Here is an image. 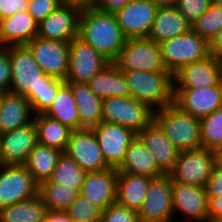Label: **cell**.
<instances>
[{
  "label": "cell",
  "instance_id": "cell-1",
  "mask_svg": "<svg viewBox=\"0 0 222 222\" xmlns=\"http://www.w3.org/2000/svg\"><path fill=\"white\" fill-rule=\"evenodd\" d=\"M78 37L111 63L117 58L127 40L114 13L96 9L81 11Z\"/></svg>",
  "mask_w": 222,
  "mask_h": 222
},
{
  "label": "cell",
  "instance_id": "cell-2",
  "mask_svg": "<svg viewBox=\"0 0 222 222\" xmlns=\"http://www.w3.org/2000/svg\"><path fill=\"white\" fill-rule=\"evenodd\" d=\"M131 97L149 105L153 110L174 104V82L170 72H123Z\"/></svg>",
  "mask_w": 222,
  "mask_h": 222
},
{
  "label": "cell",
  "instance_id": "cell-3",
  "mask_svg": "<svg viewBox=\"0 0 222 222\" xmlns=\"http://www.w3.org/2000/svg\"><path fill=\"white\" fill-rule=\"evenodd\" d=\"M154 122L180 152L203 147L200 119L174 104L155 110Z\"/></svg>",
  "mask_w": 222,
  "mask_h": 222
},
{
  "label": "cell",
  "instance_id": "cell-4",
  "mask_svg": "<svg viewBox=\"0 0 222 222\" xmlns=\"http://www.w3.org/2000/svg\"><path fill=\"white\" fill-rule=\"evenodd\" d=\"M120 71L169 72L159 43L147 38H128L112 62Z\"/></svg>",
  "mask_w": 222,
  "mask_h": 222
},
{
  "label": "cell",
  "instance_id": "cell-5",
  "mask_svg": "<svg viewBox=\"0 0 222 222\" xmlns=\"http://www.w3.org/2000/svg\"><path fill=\"white\" fill-rule=\"evenodd\" d=\"M154 111L133 97H109L102 102V121L116 123L138 133L154 121Z\"/></svg>",
  "mask_w": 222,
  "mask_h": 222
},
{
  "label": "cell",
  "instance_id": "cell-6",
  "mask_svg": "<svg viewBox=\"0 0 222 222\" xmlns=\"http://www.w3.org/2000/svg\"><path fill=\"white\" fill-rule=\"evenodd\" d=\"M217 161L216 151L204 147L181 151L168 175L172 182L205 187Z\"/></svg>",
  "mask_w": 222,
  "mask_h": 222
},
{
  "label": "cell",
  "instance_id": "cell-7",
  "mask_svg": "<svg viewBox=\"0 0 222 222\" xmlns=\"http://www.w3.org/2000/svg\"><path fill=\"white\" fill-rule=\"evenodd\" d=\"M159 45L164 64L172 75L184 66L210 55V44L192 30L187 34L163 40Z\"/></svg>",
  "mask_w": 222,
  "mask_h": 222
},
{
  "label": "cell",
  "instance_id": "cell-8",
  "mask_svg": "<svg viewBox=\"0 0 222 222\" xmlns=\"http://www.w3.org/2000/svg\"><path fill=\"white\" fill-rule=\"evenodd\" d=\"M111 62L78 36L69 42V68L65 82L88 83Z\"/></svg>",
  "mask_w": 222,
  "mask_h": 222
},
{
  "label": "cell",
  "instance_id": "cell-9",
  "mask_svg": "<svg viewBox=\"0 0 222 222\" xmlns=\"http://www.w3.org/2000/svg\"><path fill=\"white\" fill-rule=\"evenodd\" d=\"M138 217L140 222H175L172 180L168 174L151 180Z\"/></svg>",
  "mask_w": 222,
  "mask_h": 222
},
{
  "label": "cell",
  "instance_id": "cell-10",
  "mask_svg": "<svg viewBox=\"0 0 222 222\" xmlns=\"http://www.w3.org/2000/svg\"><path fill=\"white\" fill-rule=\"evenodd\" d=\"M38 189L24 164L0 165V208L35 197Z\"/></svg>",
  "mask_w": 222,
  "mask_h": 222
},
{
  "label": "cell",
  "instance_id": "cell-11",
  "mask_svg": "<svg viewBox=\"0 0 222 222\" xmlns=\"http://www.w3.org/2000/svg\"><path fill=\"white\" fill-rule=\"evenodd\" d=\"M7 51L11 65L10 92L26 96L31 89L36 88L46 74L26 45L8 46Z\"/></svg>",
  "mask_w": 222,
  "mask_h": 222
},
{
  "label": "cell",
  "instance_id": "cell-12",
  "mask_svg": "<svg viewBox=\"0 0 222 222\" xmlns=\"http://www.w3.org/2000/svg\"><path fill=\"white\" fill-rule=\"evenodd\" d=\"M26 46L46 75L65 80L69 68V42L35 37Z\"/></svg>",
  "mask_w": 222,
  "mask_h": 222
},
{
  "label": "cell",
  "instance_id": "cell-13",
  "mask_svg": "<svg viewBox=\"0 0 222 222\" xmlns=\"http://www.w3.org/2000/svg\"><path fill=\"white\" fill-rule=\"evenodd\" d=\"M92 130L97 136L106 164L110 168L117 169L124 160L128 146L137 137V133L116 123L103 121Z\"/></svg>",
  "mask_w": 222,
  "mask_h": 222
},
{
  "label": "cell",
  "instance_id": "cell-14",
  "mask_svg": "<svg viewBox=\"0 0 222 222\" xmlns=\"http://www.w3.org/2000/svg\"><path fill=\"white\" fill-rule=\"evenodd\" d=\"M158 8L151 0H131L114 15L127 39L147 38Z\"/></svg>",
  "mask_w": 222,
  "mask_h": 222
},
{
  "label": "cell",
  "instance_id": "cell-15",
  "mask_svg": "<svg viewBox=\"0 0 222 222\" xmlns=\"http://www.w3.org/2000/svg\"><path fill=\"white\" fill-rule=\"evenodd\" d=\"M174 105L201 119L222 107V80L209 88H174Z\"/></svg>",
  "mask_w": 222,
  "mask_h": 222
},
{
  "label": "cell",
  "instance_id": "cell-16",
  "mask_svg": "<svg viewBox=\"0 0 222 222\" xmlns=\"http://www.w3.org/2000/svg\"><path fill=\"white\" fill-rule=\"evenodd\" d=\"M64 152L85 172L110 168L105 162L97 136L92 129L72 131Z\"/></svg>",
  "mask_w": 222,
  "mask_h": 222
},
{
  "label": "cell",
  "instance_id": "cell-17",
  "mask_svg": "<svg viewBox=\"0 0 222 222\" xmlns=\"http://www.w3.org/2000/svg\"><path fill=\"white\" fill-rule=\"evenodd\" d=\"M172 200L175 221L183 215L181 222L186 218L192 222H209L205 187L172 182Z\"/></svg>",
  "mask_w": 222,
  "mask_h": 222
},
{
  "label": "cell",
  "instance_id": "cell-18",
  "mask_svg": "<svg viewBox=\"0 0 222 222\" xmlns=\"http://www.w3.org/2000/svg\"><path fill=\"white\" fill-rule=\"evenodd\" d=\"M38 144L34 121L0 134V165L25 164L31 150Z\"/></svg>",
  "mask_w": 222,
  "mask_h": 222
},
{
  "label": "cell",
  "instance_id": "cell-19",
  "mask_svg": "<svg viewBox=\"0 0 222 222\" xmlns=\"http://www.w3.org/2000/svg\"><path fill=\"white\" fill-rule=\"evenodd\" d=\"M81 10L64 4L38 23L37 37L70 42L79 34Z\"/></svg>",
  "mask_w": 222,
  "mask_h": 222
},
{
  "label": "cell",
  "instance_id": "cell-20",
  "mask_svg": "<svg viewBox=\"0 0 222 222\" xmlns=\"http://www.w3.org/2000/svg\"><path fill=\"white\" fill-rule=\"evenodd\" d=\"M222 80V64L211 55L192 62L173 75L174 88H209Z\"/></svg>",
  "mask_w": 222,
  "mask_h": 222
},
{
  "label": "cell",
  "instance_id": "cell-21",
  "mask_svg": "<svg viewBox=\"0 0 222 222\" xmlns=\"http://www.w3.org/2000/svg\"><path fill=\"white\" fill-rule=\"evenodd\" d=\"M117 176L115 168L87 172L79 194L105 210L116 203Z\"/></svg>",
  "mask_w": 222,
  "mask_h": 222
},
{
  "label": "cell",
  "instance_id": "cell-22",
  "mask_svg": "<svg viewBox=\"0 0 222 222\" xmlns=\"http://www.w3.org/2000/svg\"><path fill=\"white\" fill-rule=\"evenodd\" d=\"M137 137L141 140L152 156L158 167L168 174L174 167L180 151L168 139L161 128L153 121L149 126L137 133Z\"/></svg>",
  "mask_w": 222,
  "mask_h": 222
},
{
  "label": "cell",
  "instance_id": "cell-23",
  "mask_svg": "<svg viewBox=\"0 0 222 222\" xmlns=\"http://www.w3.org/2000/svg\"><path fill=\"white\" fill-rule=\"evenodd\" d=\"M38 22L28 11L0 20V46H20L37 37Z\"/></svg>",
  "mask_w": 222,
  "mask_h": 222
},
{
  "label": "cell",
  "instance_id": "cell-24",
  "mask_svg": "<svg viewBox=\"0 0 222 222\" xmlns=\"http://www.w3.org/2000/svg\"><path fill=\"white\" fill-rule=\"evenodd\" d=\"M29 100L20 94L5 93L0 104V134L24 127L34 119Z\"/></svg>",
  "mask_w": 222,
  "mask_h": 222
},
{
  "label": "cell",
  "instance_id": "cell-25",
  "mask_svg": "<svg viewBox=\"0 0 222 222\" xmlns=\"http://www.w3.org/2000/svg\"><path fill=\"white\" fill-rule=\"evenodd\" d=\"M191 24L176 6L159 7L153 21L149 39L156 43L187 34Z\"/></svg>",
  "mask_w": 222,
  "mask_h": 222
},
{
  "label": "cell",
  "instance_id": "cell-26",
  "mask_svg": "<svg viewBox=\"0 0 222 222\" xmlns=\"http://www.w3.org/2000/svg\"><path fill=\"white\" fill-rule=\"evenodd\" d=\"M116 170L118 173L146 175L151 178L165 175L158 167L151 152L147 150L138 137L128 146L124 160Z\"/></svg>",
  "mask_w": 222,
  "mask_h": 222
},
{
  "label": "cell",
  "instance_id": "cell-27",
  "mask_svg": "<svg viewBox=\"0 0 222 222\" xmlns=\"http://www.w3.org/2000/svg\"><path fill=\"white\" fill-rule=\"evenodd\" d=\"M71 91L78 107L80 130L92 129L102 122L103 99L96 96L87 83L65 82Z\"/></svg>",
  "mask_w": 222,
  "mask_h": 222
},
{
  "label": "cell",
  "instance_id": "cell-28",
  "mask_svg": "<svg viewBox=\"0 0 222 222\" xmlns=\"http://www.w3.org/2000/svg\"><path fill=\"white\" fill-rule=\"evenodd\" d=\"M152 179L146 175L118 173L116 203L138 212Z\"/></svg>",
  "mask_w": 222,
  "mask_h": 222
},
{
  "label": "cell",
  "instance_id": "cell-29",
  "mask_svg": "<svg viewBox=\"0 0 222 222\" xmlns=\"http://www.w3.org/2000/svg\"><path fill=\"white\" fill-rule=\"evenodd\" d=\"M87 84L95 95L101 99L109 97H131L123 72L113 63L107 65Z\"/></svg>",
  "mask_w": 222,
  "mask_h": 222
},
{
  "label": "cell",
  "instance_id": "cell-30",
  "mask_svg": "<svg viewBox=\"0 0 222 222\" xmlns=\"http://www.w3.org/2000/svg\"><path fill=\"white\" fill-rule=\"evenodd\" d=\"M46 116L68 126L73 131L80 130V117L71 87L64 83L57 91L52 104L43 113Z\"/></svg>",
  "mask_w": 222,
  "mask_h": 222
},
{
  "label": "cell",
  "instance_id": "cell-31",
  "mask_svg": "<svg viewBox=\"0 0 222 222\" xmlns=\"http://www.w3.org/2000/svg\"><path fill=\"white\" fill-rule=\"evenodd\" d=\"M33 121L37 129L38 143L65 151L72 129L43 113L35 114Z\"/></svg>",
  "mask_w": 222,
  "mask_h": 222
},
{
  "label": "cell",
  "instance_id": "cell-32",
  "mask_svg": "<svg viewBox=\"0 0 222 222\" xmlns=\"http://www.w3.org/2000/svg\"><path fill=\"white\" fill-rule=\"evenodd\" d=\"M61 153L40 143L31 150L24 165L38 185L50 179Z\"/></svg>",
  "mask_w": 222,
  "mask_h": 222
},
{
  "label": "cell",
  "instance_id": "cell-33",
  "mask_svg": "<svg viewBox=\"0 0 222 222\" xmlns=\"http://www.w3.org/2000/svg\"><path fill=\"white\" fill-rule=\"evenodd\" d=\"M47 208L39 195L0 208L2 222H43Z\"/></svg>",
  "mask_w": 222,
  "mask_h": 222
},
{
  "label": "cell",
  "instance_id": "cell-34",
  "mask_svg": "<svg viewBox=\"0 0 222 222\" xmlns=\"http://www.w3.org/2000/svg\"><path fill=\"white\" fill-rule=\"evenodd\" d=\"M86 173L70 156L62 152L49 181L73 188L79 193Z\"/></svg>",
  "mask_w": 222,
  "mask_h": 222
},
{
  "label": "cell",
  "instance_id": "cell-35",
  "mask_svg": "<svg viewBox=\"0 0 222 222\" xmlns=\"http://www.w3.org/2000/svg\"><path fill=\"white\" fill-rule=\"evenodd\" d=\"M78 192L73 188L45 181L39 185L38 195L41 197L47 210L65 211L77 198Z\"/></svg>",
  "mask_w": 222,
  "mask_h": 222
},
{
  "label": "cell",
  "instance_id": "cell-36",
  "mask_svg": "<svg viewBox=\"0 0 222 222\" xmlns=\"http://www.w3.org/2000/svg\"><path fill=\"white\" fill-rule=\"evenodd\" d=\"M65 83L64 80L45 75L35 89H31L25 96L32 107L34 114L44 113L52 104L58 89Z\"/></svg>",
  "mask_w": 222,
  "mask_h": 222
},
{
  "label": "cell",
  "instance_id": "cell-37",
  "mask_svg": "<svg viewBox=\"0 0 222 222\" xmlns=\"http://www.w3.org/2000/svg\"><path fill=\"white\" fill-rule=\"evenodd\" d=\"M222 29V7L211 4L206 12L191 24V30L209 44Z\"/></svg>",
  "mask_w": 222,
  "mask_h": 222
},
{
  "label": "cell",
  "instance_id": "cell-38",
  "mask_svg": "<svg viewBox=\"0 0 222 222\" xmlns=\"http://www.w3.org/2000/svg\"><path fill=\"white\" fill-rule=\"evenodd\" d=\"M202 146L217 151L222 145V107L200 119Z\"/></svg>",
  "mask_w": 222,
  "mask_h": 222
},
{
  "label": "cell",
  "instance_id": "cell-39",
  "mask_svg": "<svg viewBox=\"0 0 222 222\" xmlns=\"http://www.w3.org/2000/svg\"><path fill=\"white\" fill-rule=\"evenodd\" d=\"M65 212L74 222H99L102 216V209L81 194Z\"/></svg>",
  "mask_w": 222,
  "mask_h": 222
},
{
  "label": "cell",
  "instance_id": "cell-40",
  "mask_svg": "<svg viewBox=\"0 0 222 222\" xmlns=\"http://www.w3.org/2000/svg\"><path fill=\"white\" fill-rule=\"evenodd\" d=\"M210 0H177L176 8L190 24L200 18L210 7Z\"/></svg>",
  "mask_w": 222,
  "mask_h": 222
},
{
  "label": "cell",
  "instance_id": "cell-41",
  "mask_svg": "<svg viewBox=\"0 0 222 222\" xmlns=\"http://www.w3.org/2000/svg\"><path fill=\"white\" fill-rule=\"evenodd\" d=\"M99 222H140L138 212L118 203L111 204L105 210H102V216Z\"/></svg>",
  "mask_w": 222,
  "mask_h": 222
},
{
  "label": "cell",
  "instance_id": "cell-42",
  "mask_svg": "<svg viewBox=\"0 0 222 222\" xmlns=\"http://www.w3.org/2000/svg\"><path fill=\"white\" fill-rule=\"evenodd\" d=\"M59 0H29L28 13L39 23L60 6Z\"/></svg>",
  "mask_w": 222,
  "mask_h": 222
},
{
  "label": "cell",
  "instance_id": "cell-43",
  "mask_svg": "<svg viewBox=\"0 0 222 222\" xmlns=\"http://www.w3.org/2000/svg\"><path fill=\"white\" fill-rule=\"evenodd\" d=\"M11 65L7 47L0 46V92L10 93Z\"/></svg>",
  "mask_w": 222,
  "mask_h": 222
},
{
  "label": "cell",
  "instance_id": "cell-44",
  "mask_svg": "<svg viewBox=\"0 0 222 222\" xmlns=\"http://www.w3.org/2000/svg\"><path fill=\"white\" fill-rule=\"evenodd\" d=\"M207 197L222 196V160L216 162L213 173L207 180L206 186Z\"/></svg>",
  "mask_w": 222,
  "mask_h": 222
},
{
  "label": "cell",
  "instance_id": "cell-45",
  "mask_svg": "<svg viewBox=\"0 0 222 222\" xmlns=\"http://www.w3.org/2000/svg\"><path fill=\"white\" fill-rule=\"evenodd\" d=\"M29 0H0V20L28 11Z\"/></svg>",
  "mask_w": 222,
  "mask_h": 222
},
{
  "label": "cell",
  "instance_id": "cell-46",
  "mask_svg": "<svg viewBox=\"0 0 222 222\" xmlns=\"http://www.w3.org/2000/svg\"><path fill=\"white\" fill-rule=\"evenodd\" d=\"M130 1L131 0H96L94 9L105 13H115Z\"/></svg>",
  "mask_w": 222,
  "mask_h": 222
},
{
  "label": "cell",
  "instance_id": "cell-47",
  "mask_svg": "<svg viewBox=\"0 0 222 222\" xmlns=\"http://www.w3.org/2000/svg\"><path fill=\"white\" fill-rule=\"evenodd\" d=\"M209 222H220L222 220V196L208 197Z\"/></svg>",
  "mask_w": 222,
  "mask_h": 222
},
{
  "label": "cell",
  "instance_id": "cell-48",
  "mask_svg": "<svg viewBox=\"0 0 222 222\" xmlns=\"http://www.w3.org/2000/svg\"><path fill=\"white\" fill-rule=\"evenodd\" d=\"M210 55L222 64V29L210 42Z\"/></svg>",
  "mask_w": 222,
  "mask_h": 222
},
{
  "label": "cell",
  "instance_id": "cell-49",
  "mask_svg": "<svg viewBox=\"0 0 222 222\" xmlns=\"http://www.w3.org/2000/svg\"><path fill=\"white\" fill-rule=\"evenodd\" d=\"M43 222H74L65 211L47 210Z\"/></svg>",
  "mask_w": 222,
  "mask_h": 222
},
{
  "label": "cell",
  "instance_id": "cell-50",
  "mask_svg": "<svg viewBox=\"0 0 222 222\" xmlns=\"http://www.w3.org/2000/svg\"><path fill=\"white\" fill-rule=\"evenodd\" d=\"M61 4L73 6L78 9L87 10L94 9L96 0H59Z\"/></svg>",
  "mask_w": 222,
  "mask_h": 222
},
{
  "label": "cell",
  "instance_id": "cell-51",
  "mask_svg": "<svg viewBox=\"0 0 222 222\" xmlns=\"http://www.w3.org/2000/svg\"><path fill=\"white\" fill-rule=\"evenodd\" d=\"M158 7L174 6L177 0H151Z\"/></svg>",
  "mask_w": 222,
  "mask_h": 222
},
{
  "label": "cell",
  "instance_id": "cell-52",
  "mask_svg": "<svg viewBox=\"0 0 222 222\" xmlns=\"http://www.w3.org/2000/svg\"><path fill=\"white\" fill-rule=\"evenodd\" d=\"M217 157L219 160H222V145L220 148L216 151Z\"/></svg>",
  "mask_w": 222,
  "mask_h": 222
},
{
  "label": "cell",
  "instance_id": "cell-53",
  "mask_svg": "<svg viewBox=\"0 0 222 222\" xmlns=\"http://www.w3.org/2000/svg\"><path fill=\"white\" fill-rule=\"evenodd\" d=\"M210 1H211V4L222 7V0H210Z\"/></svg>",
  "mask_w": 222,
  "mask_h": 222
},
{
  "label": "cell",
  "instance_id": "cell-54",
  "mask_svg": "<svg viewBox=\"0 0 222 222\" xmlns=\"http://www.w3.org/2000/svg\"><path fill=\"white\" fill-rule=\"evenodd\" d=\"M2 98H3V93L0 92V104H1Z\"/></svg>",
  "mask_w": 222,
  "mask_h": 222
}]
</instances>
